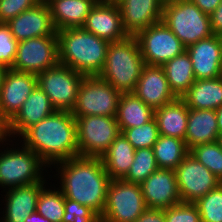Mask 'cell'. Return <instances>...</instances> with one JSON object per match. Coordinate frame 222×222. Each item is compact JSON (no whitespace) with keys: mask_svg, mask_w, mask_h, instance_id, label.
<instances>
[{"mask_svg":"<svg viewBox=\"0 0 222 222\" xmlns=\"http://www.w3.org/2000/svg\"><path fill=\"white\" fill-rule=\"evenodd\" d=\"M196 80L222 76V36L213 34L186 47Z\"/></svg>","mask_w":222,"mask_h":222,"instance_id":"cell-19","label":"cell"},{"mask_svg":"<svg viewBox=\"0 0 222 222\" xmlns=\"http://www.w3.org/2000/svg\"><path fill=\"white\" fill-rule=\"evenodd\" d=\"M65 213L62 222H95L100 216L88 206L65 198Z\"/></svg>","mask_w":222,"mask_h":222,"instance_id":"cell-38","label":"cell"},{"mask_svg":"<svg viewBox=\"0 0 222 222\" xmlns=\"http://www.w3.org/2000/svg\"><path fill=\"white\" fill-rule=\"evenodd\" d=\"M7 70L8 68L5 65L0 63V92H1L2 84H3L4 76Z\"/></svg>","mask_w":222,"mask_h":222,"instance_id":"cell-45","label":"cell"},{"mask_svg":"<svg viewBox=\"0 0 222 222\" xmlns=\"http://www.w3.org/2000/svg\"><path fill=\"white\" fill-rule=\"evenodd\" d=\"M188 114L189 108L182 98H176L167 105L154 110L159 135L185 140Z\"/></svg>","mask_w":222,"mask_h":222,"instance_id":"cell-25","label":"cell"},{"mask_svg":"<svg viewBox=\"0 0 222 222\" xmlns=\"http://www.w3.org/2000/svg\"><path fill=\"white\" fill-rule=\"evenodd\" d=\"M147 208L140 184L111 179L100 217L106 222H135Z\"/></svg>","mask_w":222,"mask_h":222,"instance_id":"cell-8","label":"cell"},{"mask_svg":"<svg viewBox=\"0 0 222 222\" xmlns=\"http://www.w3.org/2000/svg\"><path fill=\"white\" fill-rule=\"evenodd\" d=\"M104 1L117 4V3L120 2L121 0H104Z\"/></svg>","mask_w":222,"mask_h":222,"instance_id":"cell-47","label":"cell"},{"mask_svg":"<svg viewBox=\"0 0 222 222\" xmlns=\"http://www.w3.org/2000/svg\"><path fill=\"white\" fill-rule=\"evenodd\" d=\"M152 149L159 169L175 170L189 154L185 140L164 135H159Z\"/></svg>","mask_w":222,"mask_h":222,"instance_id":"cell-30","label":"cell"},{"mask_svg":"<svg viewBox=\"0 0 222 222\" xmlns=\"http://www.w3.org/2000/svg\"><path fill=\"white\" fill-rule=\"evenodd\" d=\"M135 37L145 65L162 66L186 51L183 43L162 20L139 31Z\"/></svg>","mask_w":222,"mask_h":222,"instance_id":"cell-11","label":"cell"},{"mask_svg":"<svg viewBox=\"0 0 222 222\" xmlns=\"http://www.w3.org/2000/svg\"><path fill=\"white\" fill-rule=\"evenodd\" d=\"M39 2L41 0H0V23H7Z\"/></svg>","mask_w":222,"mask_h":222,"instance_id":"cell-39","label":"cell"},{"mask_svg":"<svg viewBox=\"0 0 222 222\" xmlns=\"http://www.w3.org/2000/svg\"><path fill=\"white\" fill-rule=\"evenodd\" d=\"M140 187L148 208L166 209L182 202L172 169L154 171Z\"/></svg>","mask_w":222,"mask_h":222,"instance_id":"cell-18","label":"cell"},{"mask_svg":"<svg viewBox=\"0 0 222 222\" xmlns=\"http://www.w3.org/2000/svg\"><path fill=\"white\" fill-rule=\"evenodd\" d=\"M219 131L215 110L190 109L188 114L185 143L191 148L218 140Z\"/></svg>","mask_w":222,"mask_h":222,"instance_id":"cell-24","label":"cell"},{"mask_svg":"<svg viewBox=\"0 0 222 222\" xmlns=\"http://www.w3.org/2000/svg\"><path fill=\"white\" fill-rule=\"evenodd\" d=\"M117 4L123 27L130 36L162 20V0H121Z\"/></svg>","mask_w":222,"mask_h":222,"instance_id":"cell-22","label":"cell"},{"mask_svg":"<svg viewBox=\"0 0 222 222\" xmlns=\"http://www.w3.org/2000/svg\"><path fill=\"white\" fill-rule=\"evenodd\" d=\"M21 138V139H20ZM49 167L79 156L76 119L70 111L56 110L28 128L18 139Z\"/></svg>","mask_w":222,"mask_h":222,"instance_id":"cell-2","label":"cell"},{"mask_svg":"<svg viewBox=\"0 0 222 222\" xmlns=\"http://www.w3.org/2000/svg\"><path fill=\"white\" fill-rule=\"evenodd\" d=\"M203 13L211 15L222 0H191Z\"/></svg>","mask_w":222,"mask_h":222,"instance_id":"cell-42","label":"cell"},{"mask_svg":"<svg viewBox=\"0 0 222 222\" xmlns=\"http://www.w3.org/2000/svg\"><path fill=\"white\" fill-rule=\"evenodd\" d=\"M153 118L154 110L134 93H122L116 114V120L121 133L125 129L142 126Z\"/></svg>","mask_w":222,"mask_h":222,"instance_id":"cell-28","label":"cell"},{"mask_svg":"<svg viewBox=\"0 0 222 222\" xmlns=\"http://www.w3.org/2000/svg\"><path fill=\"white\" fill-rule=\"evenodd\" d=\"M166 222H201L199 210L194 203L180 202L165 209Z\"/></svg>","mask_w":222,"mask_h":222,"instance_id":"cell-36","label":"cell"},{"mask_svg":"<svg viewBox=\"0 0 222 222\" xmlns=\"http://www.w3.org/2000/svg\"><path fill=\"white\" fill-rule=\"evenodd\" d=\"M133 93L153 110L177 98L171 91L161 66L145 65Z\"/></svg>","mask_w":222,"mask_h":222,"instance_id":"cell-20","label":"cell"},{"mask_svg":"<svg viewBox=\"0 0 222 222\" xmlns=\"http://www.w3.org/2000/svg\"><path fill=\"white\" fill-rule=\"evenodd\" d=\"M98 0H47L56 31L82 27Z\"/></svg>","mask_w":222,"mask_h":222,"instance_id":"cell-23","label":"cell"},{"mask_svg":"<svg viewBox=\"0 0 222 222\" xmlns=\"http://www.w3.org/2000/svg\"><path fill=\"white\" fill-rule=\"evenodd\" d=\"M56 111L47 94L37 85L21 109L2 128V135L11 139L19 137L30 127ZM16 137V138H15Z\"/></svg>","mask_w":222,"mask_h":222,"instance_id":"cell-15","label":"cell"},{"mask_svg":"<svg viewBox=\"0 0 222 222\" xmlns=\"http://www.w3.org/2000/svg\"><path fill=\"white\" fill-rule=\"evenodd\" d=\"M217 141H218V143H219V145H220V147L222 149V134H219Z\"/></svg>","mask_w":222,"mask_h":222,"instance_id":"cell-46","label":"cell"},{"mask_svg":"<svg viewBox=\"0 0 222 222\" xmlns=\"http://www.w3.org/2000/svg\"><path fill=\"white\" fill-rule=\"evenodd\" d=\"M52 167L56 171H52ZM50 175L56 179L64 197L88 206L99 216L102 215L107 197V190L111 179L107 174L99 157L76 156L55 163L50 167ZM59 183H58V180Z\"/></svg>","mask_w":222,"mask_h":222,"instance_id":"cell-1","label":"cell"},{"mask_svg":"<svg viewBox=\"0 0 222 222\" xmlns=\"http://www.w3.org/2000/svg\"><path fill=\"white\" fill-rule=\"evenodd\" d=\"M122 133L135 150L152 148L159 137L158 125L155 118L142 126L125 129Z\"/></svg>","mask_w":222,"mask_h":222,"instance_id":"cell-35","label":"cell"},{"mask_svg":"<svg viewBox=\"0 0 222 222\" xmlns=\"http://www.w3.org/2000/svg\"><path fill=\"white\" fill-rule=\"evenodd\" d=\"M174 171L182 202L195 203L221 184V181L190 153Z\"/></svg>","mask_w":222,"mask_h":222,"instance_id":"cell-13","label":"cell"},{"mask_svg":"<svg viewBox=\"0 0 222 222\" xmlns=\"http://www.w3.org/2000/svg\"><path fill=\"white\" fill-rule=\"evenodd\" d=\"M13 140L0 136V148L2 146L3 149H0V187L3 191L37 182H47L45 177L51 173L48 170L50 167L32 150L20 144L18 139ZM6 144L7 147L4 148Z\"/></svg>","mask_w":222,"mask_h":222,"instance_id":"cell-4","label":"cell"},{"mask_svg":"<svg viewBox=\"0 0 222 222\" xmlns=\"http://www.w3.org/2000/svg\"><path fill=\"white\" fill-rule=\"evenodd\" d=\"M37 86V75L8 69L0 92V126L3 128L21 109Z\"/></svg>","mask_w":222,"mask_h":222,"instance_id":"cell-14","label":"cell"},{"mask_svg":"<svg viewBox=\"0 0 222 222\" xmlns=\"http://www.w3.org/2000/svg\"><path fill=\"white\" fill-rule=\"evenodd\" d=\"M18 41L13 37L9 27L0 23V63L10 69L14 63Z\"/></svg>","mask_w":222,"mask_h":222,"instance_id":"cell-37","label":"cell"},{"mask_svg":"<svg viewBox=\"0 0 222 222\" xmlns=\"http://www.w3.org/2000/svg\"><path fill=\"white\" fill-rule=\"evenodd\" d=\"M95 222H106V221L100 217V218H99L97 221H95Z\"/></svg>","mask_w":222,"mask_h":222,"instance_id":"cell-48","label":"cell"},{"mask_svg":"<svg viewBox=\"0 0 222 222\" xmlns=\"http://www.w3.org/2000/svg\"><path fill=\"white\" fill-rule=\"evenodd\" d=\"M201 222H222V185L208 192L194 203Z\"/></svg>","mask_w":222,"mask_h":222,"instance_id":"cell-34","label":"cell"},{"mask_svg":"<svg viewBox=\"0 0 222 222\" xmlns=\"http://www.w3.org/2000/svg\"><path fill=\"white\" fill-rule=\"evenodd\" d=\"M135 149L120 132L107 151L101 156L110 179H122L134 161Z\"/></svg>","mask_w":222,"mask_h":222,"instance_id":"cell-27","label":"cell"},{"mask_svg":"<svg viewBox=\"0 0 222 222\" xmlns=\"http://www.w3.org/2000/svg\"><path fill=\"white\" fill-rule=\"evenodd\" d=\"M121 95V92L98 76H85L71 113L75 118L88 115L116 117Z\"/></svg>","mask_w":222,"mask_h":222,"instance_id":"cell-7","label":"cell"},{"mask_svg":"<svg viewBox=\"0 0 222 222\" xmlns=\"http://www.w3.org/2000/svg\"><path fill=\"white\" fill-rule=\"evenodd\" d=\"M210 22L213 34L222 36V1L210 15Z\"/></svg>","mask_w":222,"mask_h":222,"instance_id":"cell-41","label":"cell"},{"mask_svg":"<svg viewBox=\"0 0 222 222\" xmlns=\"http://www.w3.org/2000/svg\"><path fill=\"white\" fill-rule=\"evenodd\" d=\"M144 66L138 40L129 35L122 41L109 43L98 77L121 93H133Z\"/></svg>","mask_w":222,"mask_h":222,"instance_id":"cell-5","label":"cell"},{"mask_svg":"<svg viewBox=\"0 0 222 222\" xmlns=\"http://www.w3.org/2000/svg\"><path fill=\"white\" fill-rule=\"evenodd\" d=\"M56 33L59 64L68 66L84 76H98L104 67L110 42L82 27L66 28Z\"/></svg>","mask_w":222,"mask_h":222,"instance_id":"cell-3","label":"cell"},{"mask_svg":"<svg viewBox=\"0 0 222 222\" xmlns=\"http://www.w3.org/2000/svg\"><path fill=\"white\" fill-rule=\"evenodd\" d=\"M2 135V128H1V126H0V136Z\"/></svg>","mask_w":222,"mask_h":222,"instance_id":"cell-49","label":"cell"},{"mask_svg":"<svg viewBox=\"0 0 222 222\" xmlns=\"http://www.w3.org/2000/svg\"><path fill=\"white\" fill-rule=\"evenodd\" d=\"M219 134H222V106L215 110Z\"/></svg>","mask_w":222,"mask_h":222,"instance_id":"cell-44","label":"cell"},{"mask_svg":"<svg viewBox=\"0 0 222 222\" xmlns=\"http://www.w3.org/2000/svg\"><path fill=\"white\" fill-rule=\"evenodd\" d=\"M51 183H47L40 191L36 211L50 222H62L65 213V197L61 190Z\"/></svg>","mask_w":222,"mask_h":222,"instance_id":"cell-31","label":"cell"},{"mask_svg":"<svg viewBox=\"0 0 222 222\" xmlns=\"http://www.w3.org/2000/svg\"><path fill=\"white\" fill-rule=\"evenodd\" d=\"M135 222H166L165 209L147 208Z\"/></svg>","mask_w":222,"mask_h":222,"instance_id":"cell-40","label":"cell"},{"mask_svg":"<svg viewBox=\"0 0 222 222\" xmlns=\"http://www.w3.org/2000/svg\"><path fill=\"white\" fill-rule=\"evenodd\" d=\"M75 119L79 156L101 158L120 134L116 117L88 115Z\"/></svg>","mask_w":222,"mask_h":222,"instance_id":"cell-9","label":"cell"},{"mask_svg":"<svg viewBox=\"0 0 222 222\" xmlns=\"http://www.w3.org/2000/svg\"><path fill=\"white\" fill-rule=\"evenodd\" d=\"M162 22L185 47L213 35L210 15L203 13L191 0L165 2Z\"/></svg>","mask_w":222,"mask_h":222,"instance_id":"cell-6","label":"cell"},{"mask_svg":"<svg viewBox=\"0 0 222 222\" xmlns=\"http://www.w3.org/2000/svg\"><path fill=\"white\" fill-rule=\"evenodd\" d=\"M84 77L72 68L58 64L38 74L37 85L47 94L56 110L71 112Z\"/></svg>","mask_w":222,"mask_h":222,"instance_id":"cell-10","label":"cell"},{"mask_svg":"<svg viewBox=\"0 0 222 222\" xmlns=\"http://www.w3.org/2000/svg\"><path fill=\"white\" fill-rule=\"evenodd\" d=\"M58 64L57 35H47L19 41L16 57L10 69L38 75Z\"/></svg>","mask_w":222,"mask_h":222,"instance_id":"cell-12","label":"cell"},{"mask_svg":"<svg viewBox=\"0 0 222 222\" xmlns=\"http://www.w3.org/2000/svg\"><path fill=\"white\" fill-rule=\"evenodd\" d=\"M25 222H50L44 216L40 215L37 211L31 213L30 216L26 217Z\"/></svg>","mask_w":222,"mask_h":222,"instance_id":"cell-43","label":"cell"},{"mask_svg":"<svg viewBox=\"0 0 222 222\" xmlns=\"http://www.w3.org/2000/svg\"><path fill=\"white\" fill-rule=\"evenodd\" d=\"M48 182H37L29 185L4 190V208L0 222H25L26 217L36 211L37 199L42 188Z\"/></svg>","mask_w":222,"mask_h":222,"instance_id":"cell-21","label":"cell"},{"mask_svg":"<svg viewBox=\"0 0 222 222\" xmlns=\"http://www.w3.org/2000/svg\"><path fill=\"white\" fill-rule=\"evenodd\" d=\"M82 28L109 42H118L129 35L122 24L118 4L98 0L86 17Z\"/></svg>","mask_w":222,"mask_h":222,"instance_id":"cell-16","label":"cell"},{"mask_svg":"<svg viewBox=\"0 0 222 222\" xmlns=\"http://www.w3.org/2000/svg\"><path fill=\"white\" fill-rule=\"evenodd\" d=\"M5 24L18 42L34 37L57 35L52 23L50 8L45 1L23 11Z\"/></svg>","mask_w":222,"mask_h":222,"instance_id":"cell-17","label":"cell"},{"mask_svg":"<svg viewBox=\"0 0 222 222\" xmlns=\"http://www.w3.org/2000/svg\"><path fill=\"white\" fill-rule=\"evenodd\" d=\"M161 67L165 72L171 91L177 98H181L196 81L187 51L177 55Z\"/></svg>","mask_w":222,"mask_h":222,"instance_id":"cell-29","label":"cell"},{"mask_svg":"<svg viewBox=\"0 0 222 222\" xmlns=\"http://www.w3.org/2000/svg\"><path fill=\"white\" fill-rule=\"evenodd\" d=\"M181 98L190 109H218L222 106V76L196 80Z\"/></svg>","mask_w":222,"mask_h":222,"instance_id":"cell-26","label":"cell"},{"mask_svg":"<svg viewBox=\"0 0 222 222\" xmlns=\"http://www.w3.org/2000/svg\"><path fill=\"white\" fill-rule=\"evenodd\" d=\"M189 153L222 181V149L218 141L197 145Z\"/></svg>","mask_w":222,"mask_h":222,"instance_id":"cell-33","label":"cell"},{"mask_svg":"<svg viewBox=\"0 0 222 222\" xmlns=\"http://www.w3.org/2000/svg\"><path fill=\"white\" fill-rule=\"evenodd\" d=\"M158 169L152 148L136 149L134 161L122 179L135 184H141Z\"/></svg>","mask_w":222,"mask_h":222,"instance_id":"cell-32","label":"cell"}]
</instances>
